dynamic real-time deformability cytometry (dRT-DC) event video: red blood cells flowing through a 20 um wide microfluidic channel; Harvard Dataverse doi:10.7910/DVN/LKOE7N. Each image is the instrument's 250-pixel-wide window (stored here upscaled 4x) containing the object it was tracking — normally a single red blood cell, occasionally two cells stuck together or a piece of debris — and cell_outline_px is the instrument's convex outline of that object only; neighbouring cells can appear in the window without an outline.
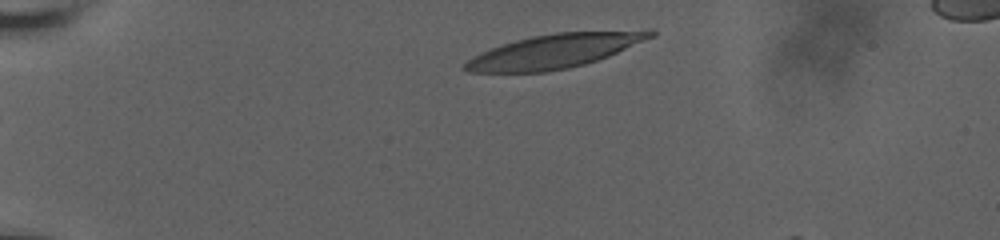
{"species": "human", "species_latin": "Homo sapiens", "temperature_condition": "room temperature", "stored_images_in_passage": 5, "camera_frame_rate_fps": 3000, "um_per_image_px": 0.085, "donor": {"sex": "male"}, "frame": {"image": 1, "passage_image": 1, "time_ms": 0.0, "image_size_px": [1000, 240], "cell_outline_px": [[656, 36], [608, 56], [584, 64], [568, 68], [548, 72], [468, 72], [460, 68], [472, 56], [480, 52], [516, 40], [532, 36], [556, 32], [652, 28], [656, 32]], "centroid_in_image_um": [47.24, 4.31], "position_along_channel_um": 37.8, "area_um2": 37.34}}
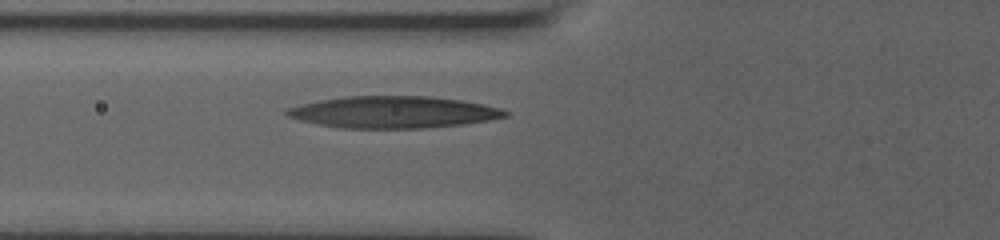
{"frame": {"image": 2, "passage_image": 5, "time_ms": 3.333, "image_size_px": [1000, 240], "cell_outline_px": [[508, 116], [488, 120], [464, 124], [424, 128], [340, 128], [316, 124], [284, 116], [284, 112], [288, 108], [320, 100], [344, 96], [428, 96], [460, 100], [484, 104], [500, 108], [508, 112]], "centroid_in_image_um": [33.41, 9.53], "position_along_channel_um": 92.4, "area_um2": 40.46}}